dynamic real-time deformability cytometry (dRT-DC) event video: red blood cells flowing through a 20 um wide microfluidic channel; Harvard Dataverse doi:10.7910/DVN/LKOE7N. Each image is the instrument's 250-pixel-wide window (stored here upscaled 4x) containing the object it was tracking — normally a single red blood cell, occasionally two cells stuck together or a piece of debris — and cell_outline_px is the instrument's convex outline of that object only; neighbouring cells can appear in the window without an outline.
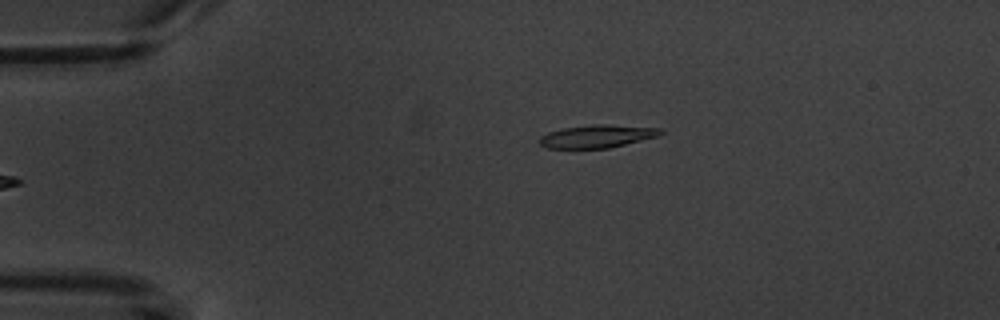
{"species": "common noctule bat (a hibernating species)", "species_latin": "Nyctalus noctula", "temperature_condition": "warm", "stored_images_in_passage": 5, "camera_frame_rate_fps": 3000, "um_per_image_px": 0.085, "animal": {"sex": "male", "body_mass_g": 20.1, "forearm_length_mm": 53.5}, "frame": {"image": 1, "passage_image": 5, "time_ms": 5.0, "image_size_px": [1000, 320], "cell_outline_px": [[664, 132], [660, 136], [608, 148], [548, 148], [540, 144], [540, 136], [548, 132], [564, 128], [592, 124], [608, 124], [660, 128]], "centroid_in_image_um": [50.79, 11.57], "position_along_channel_um": 34.2, "area_um2": 16.13}}